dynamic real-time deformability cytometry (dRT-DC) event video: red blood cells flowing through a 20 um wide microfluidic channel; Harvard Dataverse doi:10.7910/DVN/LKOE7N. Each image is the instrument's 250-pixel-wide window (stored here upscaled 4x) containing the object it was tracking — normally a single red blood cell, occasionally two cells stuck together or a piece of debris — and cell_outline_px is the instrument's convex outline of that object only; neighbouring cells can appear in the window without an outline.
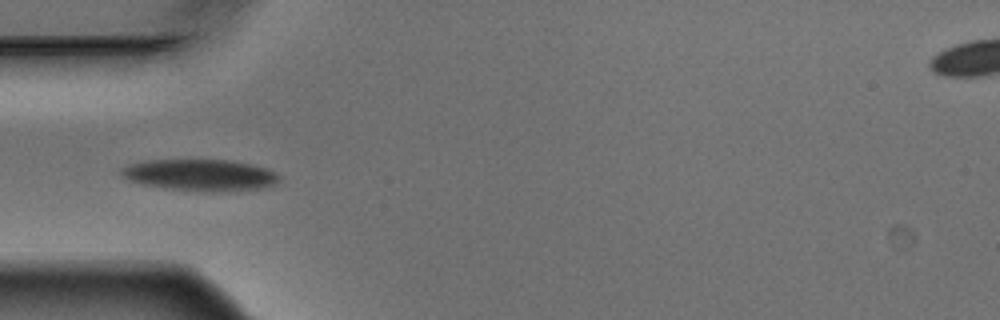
{"species": "Egyptian fruit bat (a non-hibernating species)", "species_latin": "Rousettus aegyptiacus", "temperature_condition": "warm", "stored_images_in_passage": 14, "camera_frame_rate_fps": 3000, "um_per_image_px": 0.085, "animal": {"sex": "male"}, "frame": {"image": 1, "passage_image": 4, "time_ms": 1.0, "image_size_px": [1000, 320], "cell_outline_px": [[280, 180], [264, 188], [220, 192], [204, 192], [164, 188], [140, 184], [128, 180], [120, 176], [120, 168], [128, 164], [148, 160], [228, 160], [252, 164], [268, 168], [276, 172], [280, 176]], "centroid_in_image_um": [17.0, 14.88], "position_along_channel_um": 68.0, "area_um2": 29.48}}
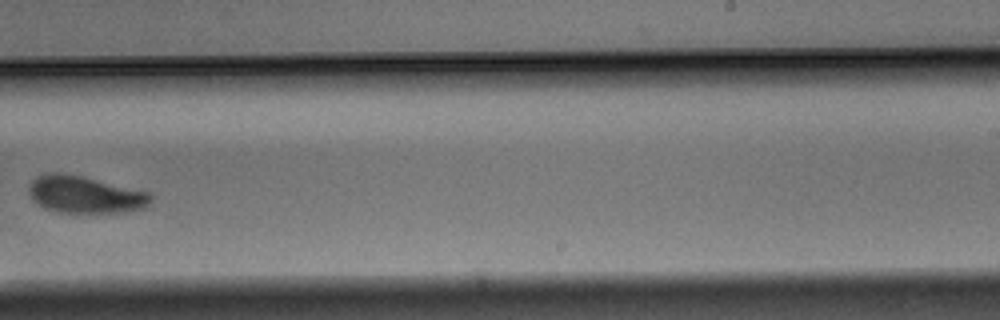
{"frame": {"image": 2, "passage_image": 9, "time_ms": 2.667, "image_size_px": [1000, 320], "cell_outline_px": [[152, 204], [144, 208], [128, 212], [56, 212], [44, 208], [32, 200], [28, 192], [28, 188], [32, 180], [36, 176], [48, 172], [56, 172], [80, 176], [152, 192]], "centroid_in_image_um": [7.25, 16.54], "position_along_channel_um": 281.8, "area_um2": 26.65}}
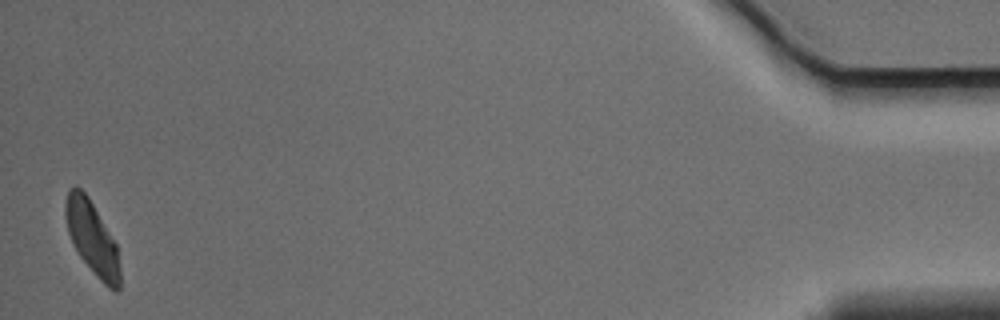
{"frame": {"image": 3, "passage_image": 14, "time_ms": 4.333, "image_size_px": [1000, 320], "cell_outline_px": [[120, 288], [116, 292], [108, 288], [96, 276], [80, 256], [72, 244], [68, 232], [64, 212], [64, 204], [68, 188], [80, 188], [88, 196], [116, 244], [120, 268]], "centroid_in_image_um": [7.82, 20.25], "position_along_channel_um": 427.4, "area_um2": 23.12}}